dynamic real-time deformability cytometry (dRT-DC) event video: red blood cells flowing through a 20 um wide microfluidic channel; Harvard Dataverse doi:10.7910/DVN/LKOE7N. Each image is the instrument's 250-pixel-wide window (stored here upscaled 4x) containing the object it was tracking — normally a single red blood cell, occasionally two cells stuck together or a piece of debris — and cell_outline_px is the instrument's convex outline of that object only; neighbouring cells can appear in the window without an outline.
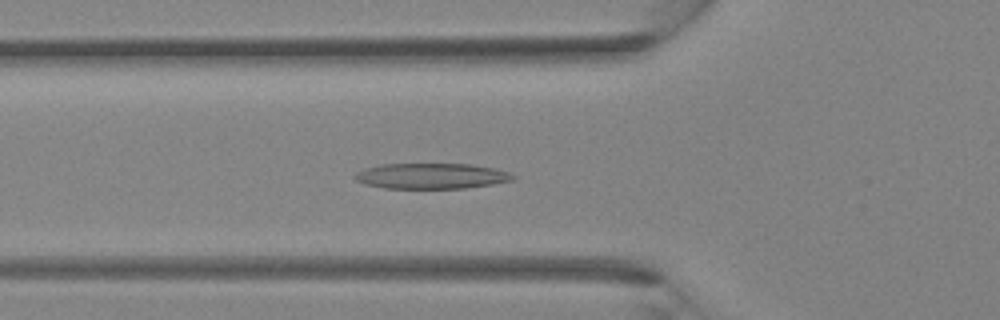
{"species": "Egyptian fruit bat (a non-hibernating species)", "species_latin": "Rousettus aegyptiacus", "temperature_condition": "room temperature", "stored_images_in_passage": 39, "camera_frame_rate_fps": 3000, "um_per_image_px": 0.085, "animal": {"sex": "female"}, "frame": {"image": 1, "passage_image": 13, "time_ms": 4.0, "image_size_px": [1000, 320], "cell_outline_px": [[516, 176], [512, 180], [492, 184], [464, 188], [384, 188], [368, 184], [356, 180], [352, 176], [356, 172], [364, 168], [380, 164], [472, 164], [492, 168], [508, 172]], "centroid_in_image_um": [36.63, 14.95], "position_along_channel_um": 89.2, "area_um2": 23.41}}
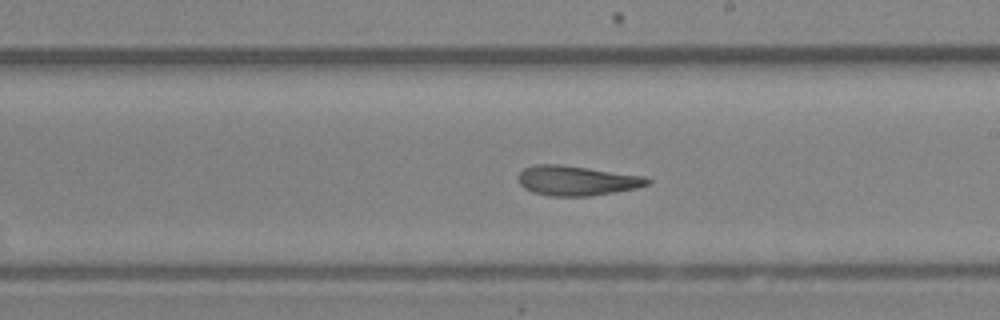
{"frame": {"image": 2, "passage_image": 22, "time_ms": 7.0, "image_size_px": [1000, 320], "cell_outline_px": [[652, 180], [648, 184], [636, 188], [592, 196], [552, 196], [532, 192], [524, 188], [520, 184], [516, 176], [524, 168], [536, 164], [560, 164], [644, 176]], "centroid_in_image_um": [48.99, 15.35], "position_along_channel_um": 240.0, "area_um2": 22.43}}
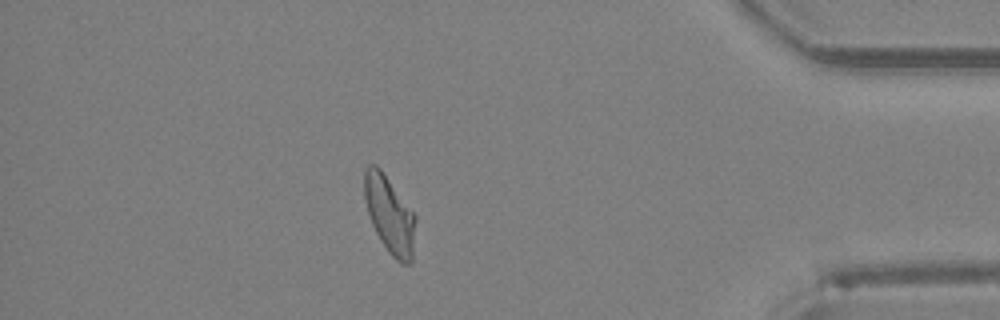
{"frame": {"image": 3, "passage_image": 34, "time_ms": 11.0, "image_size_px": [1000, 320], "cell_outline_px": [[416, 220], [412, 260], [408, 264], [400, 264], [388, 252], [380, 240], [372, 224], [368, 212], [364, 196], [364, 168], [368, 164], [376, 164], [380, 168], [416, 216]], "centroid_in_image_um": [33.11, 18.25], "position_along_channel_um": 402.1, "area_um2": 22.95}}